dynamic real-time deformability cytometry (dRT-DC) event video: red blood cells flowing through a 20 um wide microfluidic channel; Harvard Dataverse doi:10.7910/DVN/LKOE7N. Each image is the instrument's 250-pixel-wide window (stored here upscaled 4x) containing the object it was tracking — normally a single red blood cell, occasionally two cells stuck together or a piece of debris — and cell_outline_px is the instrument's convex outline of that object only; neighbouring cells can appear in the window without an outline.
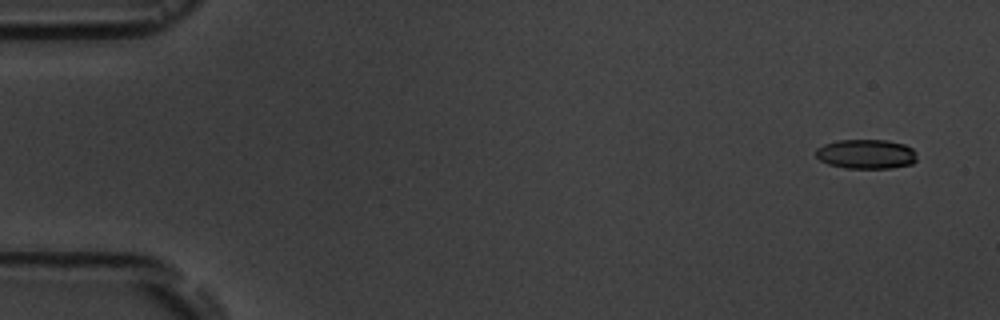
{"species": "common noctule bat (a hibernating species)", "species_latin": "Nyctalus noctula", "temperature_condition": "room temperature", "stored_images_in_passage": 5, "camera_frame_rate_fps": 3000, "um_per_image_px": 0.085, "animal": {"sex": "male", "body_mass_g": 19.5, "forearm_length_mm": 54.6}, "frame": {"image": 1, "passage_image": 1, "time_ms": 0.0, "image_size_px": [1000, 320], "cell_outline_px": [[916, 160], [912, 164], [892, 168], [848, 168], [828, 164], [820, 160], [816, 156], [816, 148], [824, 144], [836, 140], [888, 140], [904, 144], [912, 148], [916, 152]], "centroid_in_image_um": [73.63, 13.09], "position_along_channel_um": 11.4, "area_um2": 17.46}}
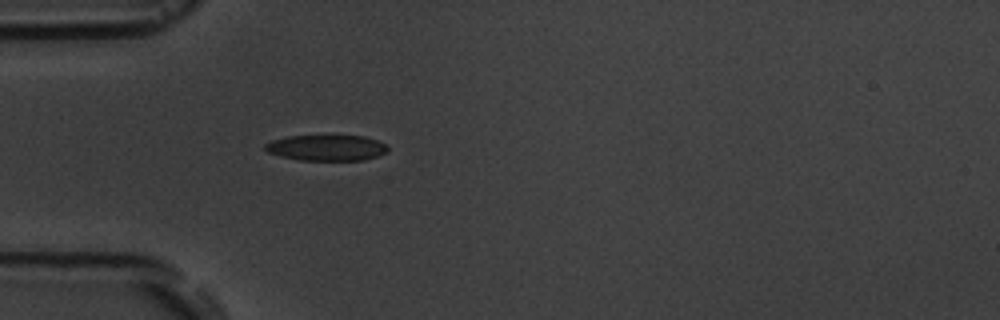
{"frame": {"image": 2, "passage_image": 5, "time_ms": 4.667, "image_size_px": [1000, 320], "cell_outline_px": [[388, 152], [364, 160], [300, 160], [280, 156], [268, 152], [264, 148], [264, 144], [272, 140], [288, 136], [328, 132], [332, 132], [364, 136], [380, 140], [388, 144]], "centroid_in_image_um": [27.8, 12.49], "position_along_channel_um": 57.2, "area_um2": 19.71}}